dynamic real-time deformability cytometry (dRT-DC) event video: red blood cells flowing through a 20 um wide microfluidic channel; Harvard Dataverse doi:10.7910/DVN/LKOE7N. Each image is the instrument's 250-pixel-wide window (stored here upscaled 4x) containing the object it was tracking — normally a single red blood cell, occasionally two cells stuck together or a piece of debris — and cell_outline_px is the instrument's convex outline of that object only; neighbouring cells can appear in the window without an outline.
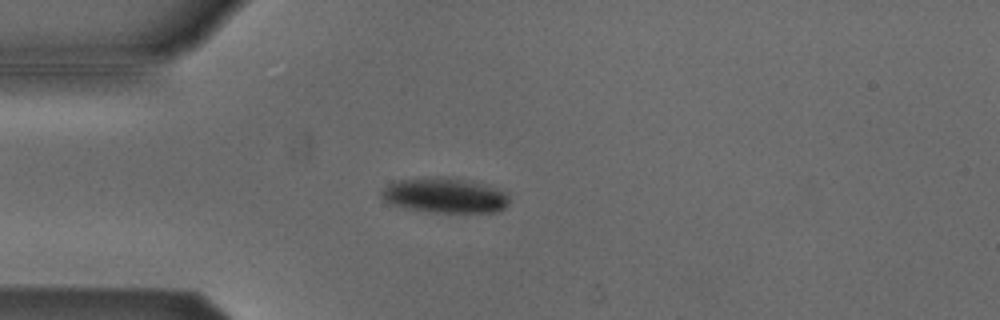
{"species": "Egyptian fruit bat (a non-hibernating species)", "species_latin": "Rousettus aegyptiacus", "temperature_condition": "cold", "stored_images_in_passage": 50, "camera_frame_rate_fps": 3000, "um_per_image_px": 0.085, "animal": {"sex": "male"}, "frame": {"image": 1, "passage_image": 10, "time_ms": 3.0, "image_size_px": [1000, 320], "cell_outline_px": [[508, 204], [500, 212], [428, 212], [404, 208], [388, 204], [380, 196], [380, 192], [392, 180], [436, 176], [448, 176], [468, 180], [496, 188], [508, 192]], "centroid_in_image_um": [37.76, 16.6], "position_along_channel_um": 47.2, "area_um2": 26.7}}
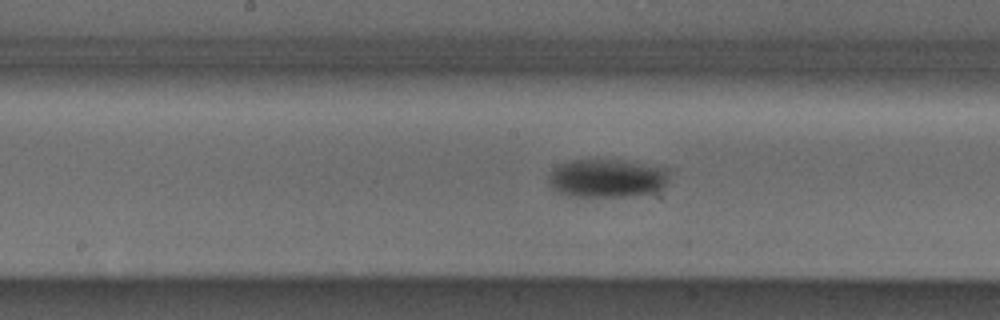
{"frame": {"image": 2, "passage_image": 23, "time_ms": 7.333, "image_size_px": [1000, 320], "cell_outline_px": [[668, 184], [656, 192], [628, 196], [572, 196], [560, 192], [552, 188], [548, 184], [548, 176], [560, 164], [572, 160], [620, 160], [668, 168]], "centroid_in_image_um": [51.63, 15.15], "position_along_channel_um": 196.6, "area_um2": 26.88}}
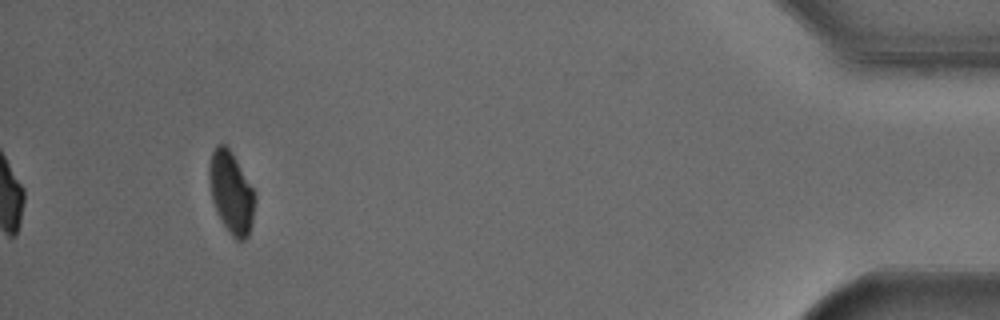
{"frame": {"image": 3, "passage_image": 46, "time_ms": 15.0, "image_size_px": [1000, 320], "cell_outline_px": [[256, 196], [252, 220], [248, 236], [244, 240], [236, 240], [228, 232], [212, 200], [208, 176], [208, 168], [212, 152], [216, 144], [224, 144], [232, 152], [256, 192]], "centroid_in_image_um": [19.66, 16.33], "position_along_channel_um": 415.5, "area_um2": 21.79}, "authors_computed_cell_mechanics": {"area_um2": 24.6517, "velocity_mm_per_s": 3.7966, "shape_relaxation_time_tau1_ms": 6.6771, "shape_relaxation_time_tau2_ms": null, "deformation_change_tau1": 0.112, "deformation_change_tau2": null}}